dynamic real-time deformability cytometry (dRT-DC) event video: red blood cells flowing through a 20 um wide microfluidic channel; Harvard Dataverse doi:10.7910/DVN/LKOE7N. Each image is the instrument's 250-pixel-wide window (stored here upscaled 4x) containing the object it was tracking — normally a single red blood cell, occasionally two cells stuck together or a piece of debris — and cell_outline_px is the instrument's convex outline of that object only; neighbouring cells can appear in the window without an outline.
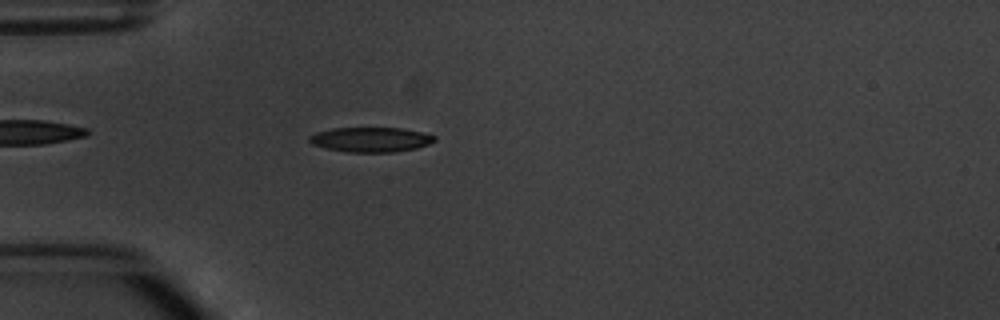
{"species": "common noctule bat (a hibernating species)", "species_latin": "Nyctalus noctula", "temperature_condition": "warm", "stored_images_in_passage": 5, "camera_frame_rate_fps": 3000, "um_per_image_px": 0.085, "animal": {"sex": "male", "body_mass_g": 20.1, "forearm_length_mm": 53.5}, "frame": {"image": 1, "passage_image": 5, "time_ms": 5.333, "image_size_px": [1000, 320], "cell_outline_px": [[436, 140], [428, 144], [416, 148], [396, 152], [344, 152], [312, 144], [308, 140], [308, 136], [316, 132], [332, 128], [400, 128], [420, 132], [436, 136]], "centroid_in_image_um": [31.49, 11.86], "position_along_channel_um": 53.5, "area_um2": 18.03}}